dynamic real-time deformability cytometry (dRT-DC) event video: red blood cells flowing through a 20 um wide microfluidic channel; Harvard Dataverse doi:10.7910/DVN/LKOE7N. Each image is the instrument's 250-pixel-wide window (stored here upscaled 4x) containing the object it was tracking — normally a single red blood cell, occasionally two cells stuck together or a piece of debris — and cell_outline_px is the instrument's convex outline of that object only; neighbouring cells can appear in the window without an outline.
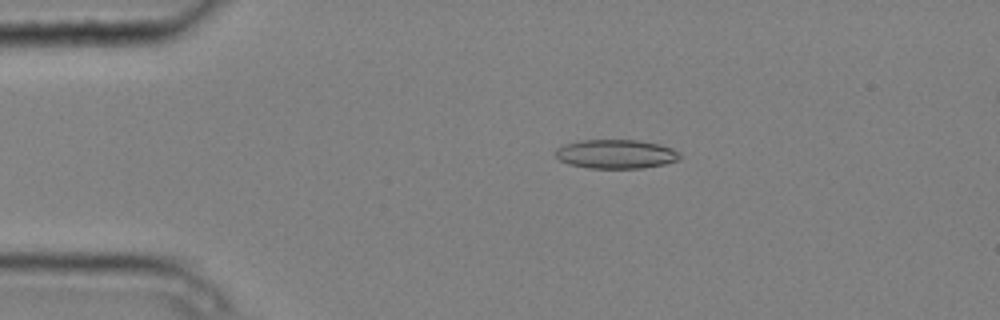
{"species": "common noctule bat (a hibernating species)", "species_latin": "Nyctalus noctula", "temperature_condition": "cold", "stored_images_in_passage": 5, "camera_frame_rate_fps": 3000, "um_per_image_px": 0.085, "animal": {"sex": "male", "body_mass_g": 20.4}, "frame": {"image": 1, "passage_image": 3, "time_ms": 0.667, "image_size_px": [1000, 320], "cell_outline_px": [[680, 160], [664, 164], [644, 168], [588, 168], [568, 164], [560, 160], [556, 156], [556, 148], [564, 144], [580, 140], [636, 140], [660, 144], [672, 148], [680, 152]], "centroid_in_image_um": [52.37, 13.09], "position_along_channel_um": 32.6, "area_um2": 21.15}}
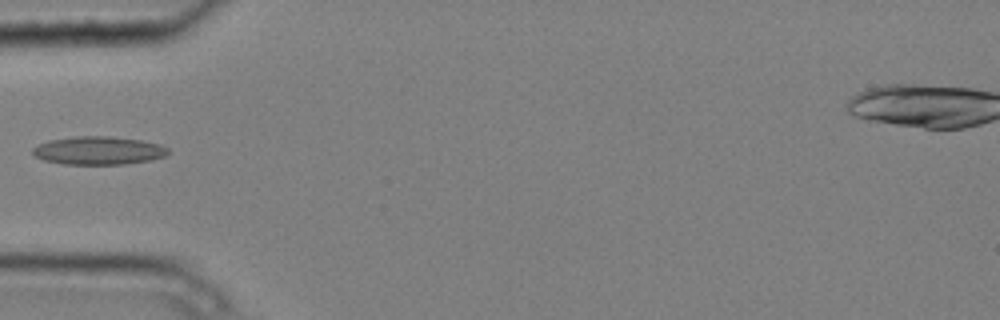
{"frame": {"image": 2, "passage_image": 5, "time_ms": 1.333, "image_size_px": [1000, 320], "cell_outline_px": [[172, 152], [164, 156], [152, 160], [124, 164], [64, 164], [44, 160], [36, 156], [32, 152], [32, 148], [48, 140], [76, 136], [112, 136], [140, 140], [160, 144], [168, 148]], "centroid_in_image_um": [8.41, 12.79], "position_along_channel_um": 76.6, "area_um2": 22.31}}